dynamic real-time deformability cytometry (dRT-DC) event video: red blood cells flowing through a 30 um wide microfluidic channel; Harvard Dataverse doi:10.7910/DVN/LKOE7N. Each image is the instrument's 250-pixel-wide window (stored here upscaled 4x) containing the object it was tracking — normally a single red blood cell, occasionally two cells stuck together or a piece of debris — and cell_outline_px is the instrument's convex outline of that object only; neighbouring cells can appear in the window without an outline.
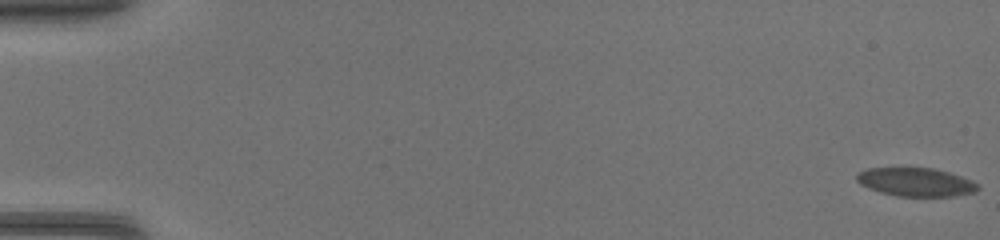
{"species": "common noctule bat (a hibernating species)", "species_latin": "Nyctalus noctula", "temperature_condition": "warm", "stored_images_in_passage": 51, "camera_frame_rate_fps": 3000, "um_per_image_px": 0.085, "animal": {"sex": "female", "body_mass_g": 17.0, "forearm_length_mm": 48.0}, "frame": {"image": 1, "passage_image": 1, "time_ms": 0.0, "image_size_px": [1000, 240], "cell_outline_px": [[980, 188], [976, 192], [952, 196], [896, 196], [880, 192], [860, 184], [856, 180], [856, 172], [868, 168], [932, 168], [948, 172], [972, 180], [980, 184]], "centroid_in_image_um": [77.85, 15.47], "position_along_channel_um": 7.1, "area_um2": 20.17}}
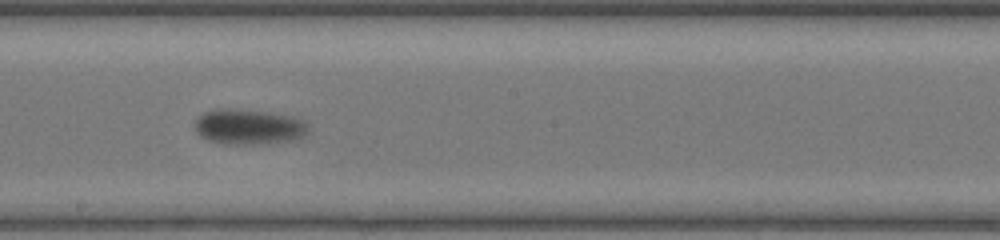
{"frame": {"image": 2, "passage_image": 30, "time_ms": 9.667, "image_size_px": [1000, 240], "cell_outline_px": [[308, 132], [304, 136], [292, 140], [252, 144], [224, 144], [208, 140], [200, 136], [196, 132], [196, 120], [204, 112], [216, 108], [224, 108], [272, 112], [292, 116], [304, 120], [308, 124]], "centroid_in_image_um": [21.15, 10.77], "position_along_channel_um": 227.0, "area_um2": 23.41}}
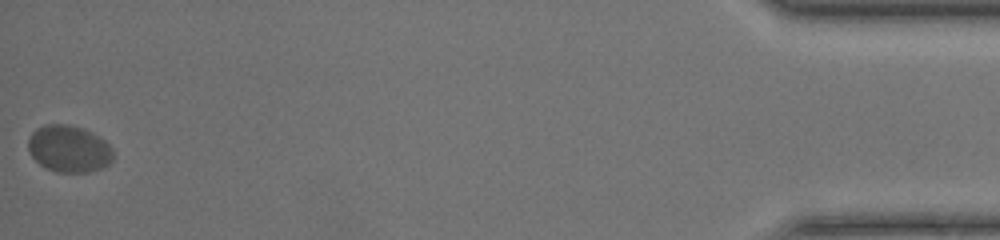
{"frame": {"image": 3, "passage_image": 51, "time_ms": 16.667, "image_size_px": [1000, 240], "cell_outline_px": [[112, 160], [108, 164], [100, 168], [88, 172], [56, 172], [40, 164], [32, 156], [28, 148], [28, 136], [36, 128], [44, 124], [68, 124], [80, 128], [104, 140], [112, 148]], "centroid_in_image_um": [5.82, 12.64], "position_along_channel_um": 429.4, "area_um2": 22.95}}